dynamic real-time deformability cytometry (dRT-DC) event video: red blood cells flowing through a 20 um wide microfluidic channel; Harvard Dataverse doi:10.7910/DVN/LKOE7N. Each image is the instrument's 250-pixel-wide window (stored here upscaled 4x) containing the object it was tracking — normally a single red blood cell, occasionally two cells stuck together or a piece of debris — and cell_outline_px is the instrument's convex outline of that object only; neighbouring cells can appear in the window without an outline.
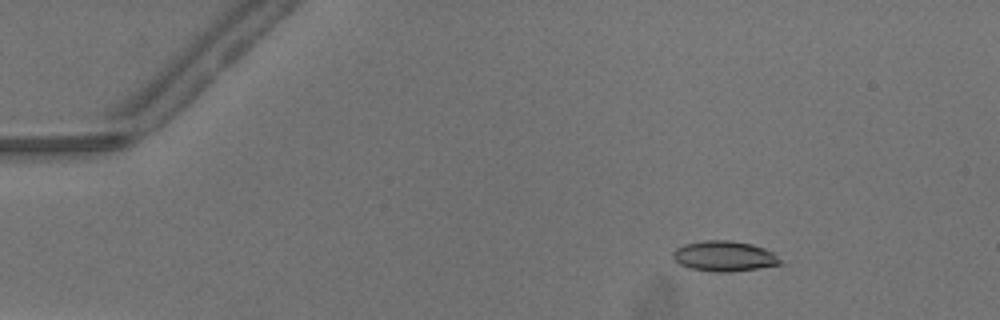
{"species": "common noctule bat (a hibernating species)", "species_latin": "Nyctalus noctula", "temperature_condition": "warm", "stored_images_in_passage": 40, "camera_frame_rate_fps": 3000, "um_per_image_px": 0.085, "animal": {"sex": "male", "body_mass_g": 13.3}, "frame": {"image": 1, "passage_image": 8, "time_ms": 2.333, "image_size_px": [1000, 320], "cell_outline_px": [[784, 264], [760, 268], [728, 272], [716, 272], [688, 268], [680, 264], [672, 256], [672, 252], [676, 248], [684, 244], [704, 240], [728, 240], [752, 244], [776, 252]], "centroid_in_image_um": [61.6, 21.77], "position_along_channel_um": 23.4, "area_um2": 19.25}}
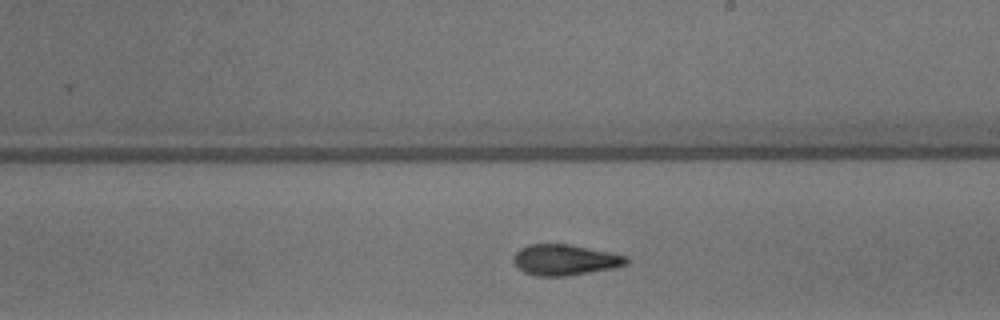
{"frame": {"image": 2, "passage_image": 30, "time_ms": 9.667, "image_size_px": [1000, 320], "cell_outline_px": [[628, 264], [612, 268], [568, 276], [536, 276], [524, 272], [516, 268], [512, 260], [512, 256], [520, 248], [528, 244], [572, 244], [628, 256]], "centroid_in_image_um": [47.98, 22.08], "position_along_channel_um": 241.0, "area_um2": 20.52}}
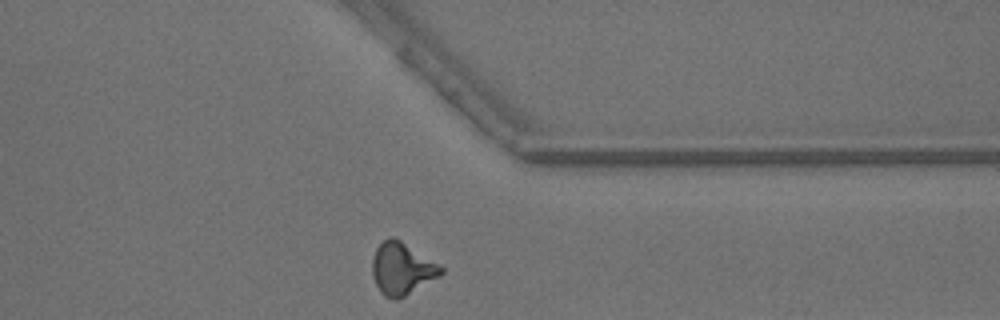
{"frame": {"image": 3, "passage_image": 40, "time_ms": 13.0, "image_size_px": [1000, 320], "cell_outline_px": [[444, 272], [440, 276], [404, 296], [396, 300], [392, 300], [384, 296], [380, 292], [372, 276], [372, 260], [376, 248], [388, 236], [392, 236], [400, 240], [440, 264], [444, 268]], "centroid_in_image_um": [34.16, 22.84], "position_along_channel_um": 377.2, "area_um2": 20.92}, "authors_computed_cell_mechanics": {"area_um2": 19.6231, "velocity_mm_per_s": 4.1965, "shape_relaxation_time_tau1_ms": 7.2639, "shape_relaxation_time_tau2_ms": 2.0417, "deformation_change_tau1": 0.2091, "deformation_change_tau2": 0.1033}}